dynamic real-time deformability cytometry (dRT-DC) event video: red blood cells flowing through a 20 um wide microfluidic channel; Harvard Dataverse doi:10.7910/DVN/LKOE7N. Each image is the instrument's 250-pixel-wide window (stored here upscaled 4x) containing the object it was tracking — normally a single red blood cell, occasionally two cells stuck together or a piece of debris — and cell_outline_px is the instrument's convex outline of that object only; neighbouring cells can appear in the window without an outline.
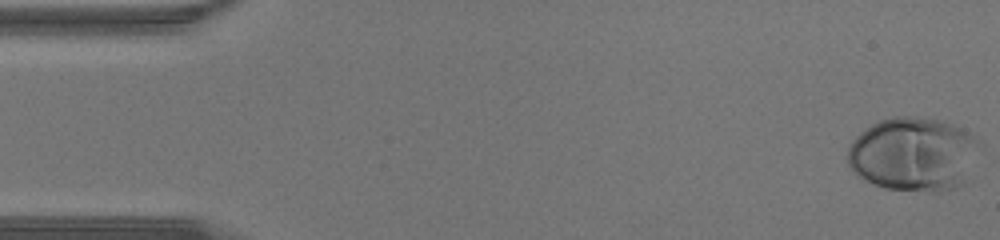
{"species": "human", "species_latin": "Homo sapiens", "temperature_condition": "warm", "stored_images_in_passage": 45, "camera_frame_rate_fps": 3000, "um_per_image_px": 0.085, "donor": {"sex": "male"}, "frame": {"image": 1, "passage_image": 1, "time_ms": 0.0, "image_size_px": [1000, 240], "cell_outline_px": [[972, 140], [964, 184], [956, 188], [940, 192], [936, 192], [884, 188], [872, 184], [856, 176], [852, 172], [848, 164], [848, 144], [860, 132], [872, 124], [880, 120], [892, 116], [912, 116], [936, 120], [952, 124], [968, 132], [972, 136]], "centroid_in_image_um": [77.46, 13.12], "position_along_channel_um": 7.5, "area_um2": 55.49}}
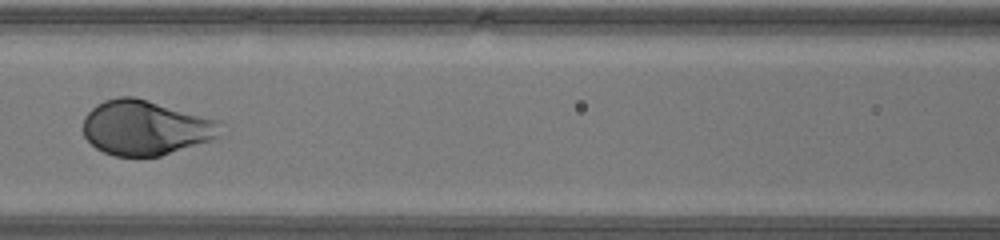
{"frame": {"image": 2, "passage_image": 20, "time_ms": 6.333, "image_size_px": [1000, 240], "cell_outline_px": [[220, 136], [212, 140], [160, 156], [116, 156], [104, 152], [96, 148], [84, 136], [84, 116], [96, 104], [104, 100], [120, 96], [132, 96], [220, 120]], "centroid_in_image_um": [12.37, 10.85], "position_along_channel_um": 154.2, "area_um2": 43.75}}
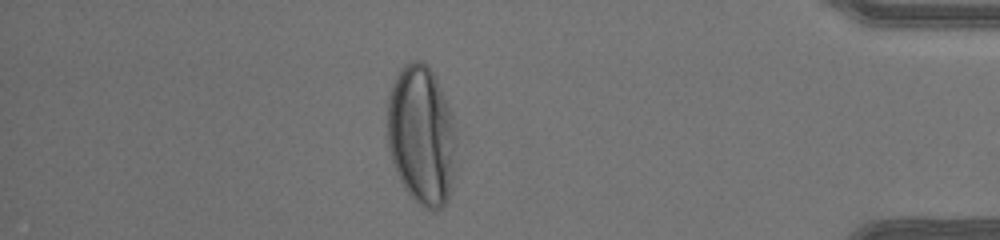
{"frame": {"image": 3, "passage_image": 39, "time_ms": 12.667, "image_size_px": [1000, 240], "cell_outline_px": [[456, 168], [452, 188], [448, 200], [444, 208], [424, 208], [416, 204], [404, 188], [396, 172], [384, 136], [388, 96], [392, 84], [400, 68], [404, 64], [412, 60], [424, 60], [428, 64], [436, 76], [452, 116], [456, 136]], "centroid_in_image_um": [35.81, 11.5], "position_along_channel_um": 399.4, "area_um2": 57.74}}